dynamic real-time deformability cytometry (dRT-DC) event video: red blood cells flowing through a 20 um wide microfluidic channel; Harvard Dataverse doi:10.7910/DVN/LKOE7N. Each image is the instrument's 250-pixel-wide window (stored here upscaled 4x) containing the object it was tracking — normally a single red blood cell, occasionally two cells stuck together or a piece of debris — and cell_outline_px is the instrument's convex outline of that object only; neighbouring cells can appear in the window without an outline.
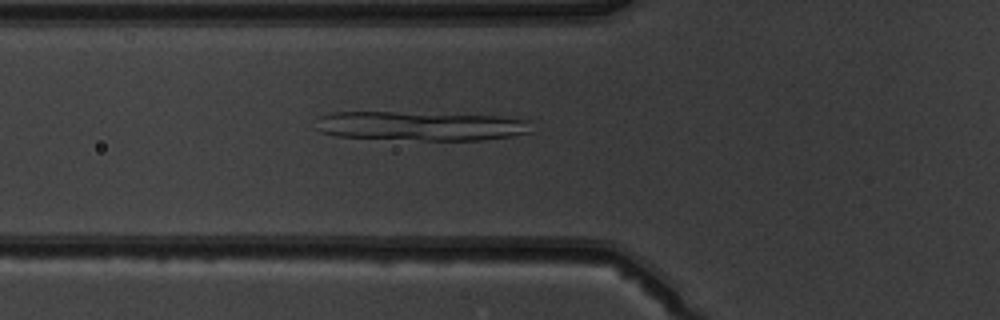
{"species": "common noctule bat (a hibernating species)", "species_latin": "Nyctalus noctula", "temperature_condition": "warm", "stored_images_in_passage": 51, "camera_frame_rate_fps": 3000, "um_per_image_px": 0.085, "animal": {"sex": "male", "body_mass_g": 19.5, "forearm_length_mm": 54.6}, "frame": {"image": 1, "passage_image": 19, "time_ms": 6.0, "image_size_px": [1000, 320], "cell_outline_px": [[528, 132], [512, 136], [480, 140], [424, 140], [336, 136], [320, 132], [316, 128], [320, 116], [332, 112], [392, 112], [496, 116], [528, 120]], "centroid_in_image_um": [35.69, 10.71], "position_along_channel_um": 90.1, "area_um2": 36.13}}
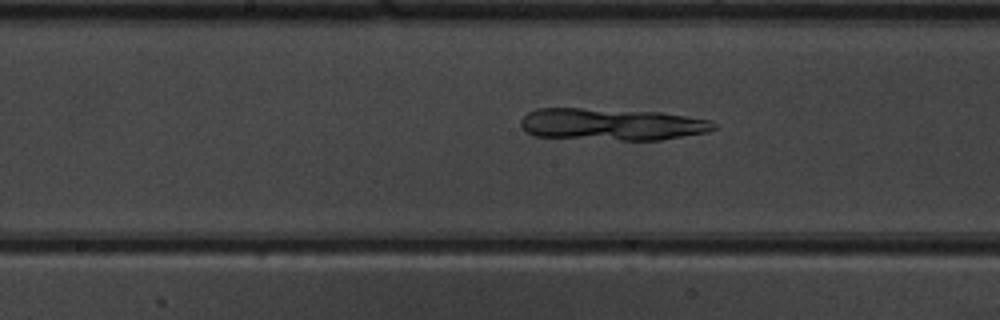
{"frame": {"image": 2, "passage_image": 27, "time_ms": 8.667, "image_size_px": [1000, 320], "cell_outline_px": [[716, 128], [708, 132], [660, 140], [620, 140], [532, 136], [524, 132], [520, 124], [520, 120], [528, 112], [536, 108], [580, 108], [660, 112], [708, 120], [716, 124]], "centroid_in_image_um": [51.93, 10.57], "position_along_channel_um": 196.3, "area_um2": 36.07}}
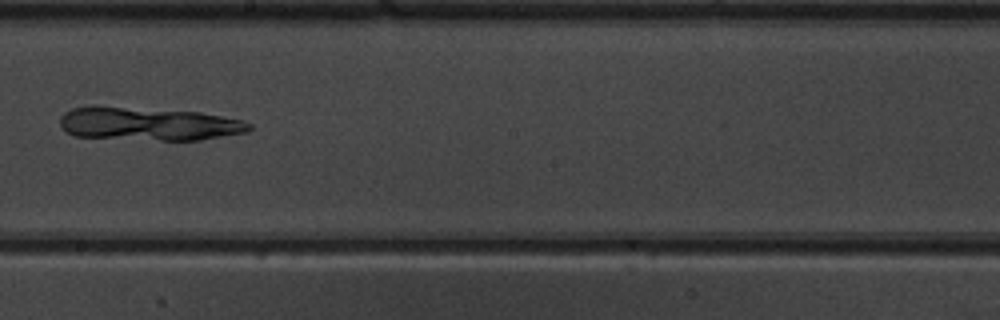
{"frame": {"image": 3, "passage_image": 30, "time_ms": 9.667, "image_size_px": [1000, 320], "cell_outline_px": [[252, 128], [244, 132], [200, 140], [160, 140], [76, 136], [68, 132], [60, 124], [60, 116], [64, 112], [72, 108], [92, 104], [200, 112], [244, 120], [252, 124]], "centroid_in_image_um": [12.59, 10.5], "position_along_channel_um": 235.6, "area_um2": 36.93}}